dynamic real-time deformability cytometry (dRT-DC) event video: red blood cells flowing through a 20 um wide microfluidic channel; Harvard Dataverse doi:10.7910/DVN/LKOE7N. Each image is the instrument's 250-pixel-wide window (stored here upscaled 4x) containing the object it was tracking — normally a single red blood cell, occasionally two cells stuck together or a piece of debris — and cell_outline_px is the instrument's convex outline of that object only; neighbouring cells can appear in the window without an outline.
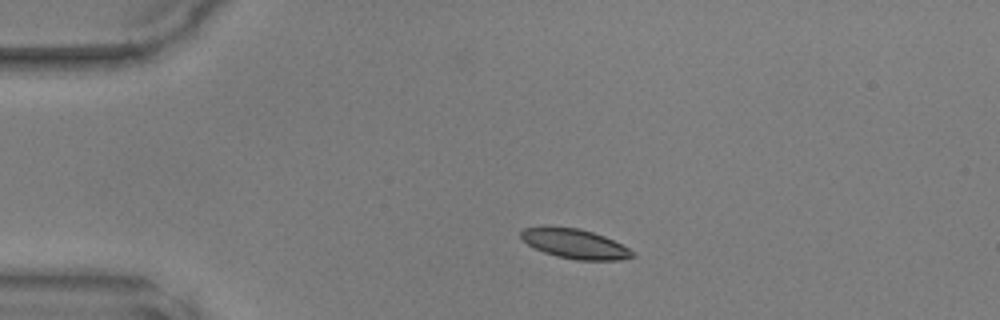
{"species": "common noctule bat (a hibernating species)", "species_latin": "Nyctalus noctula", "temperature_condition": "warm", "stored_images_in_passage": 39, "camera_frame_rate_fps": 3000, "um_per_image_px": 0.085, "animal": {"sex": "male", "body_mass_g": 17.9, "forearm_length_mm": 54.2}, "frame": {"image": 1, "passage_image": 1, "time_ms": 0.0, "image_size_px": [1000, 320], "cell_outline_px": [[636, 256], [620, 260], [576, 260], [556, 256], [544, 252], [528, 244], [520, 236], [520, 232], [524, 228], [580, 228], [604, 236], [628, 248]], "centroid_in_image_um": [48.9, 20.75], "position_along_channel_um": 36.1, "area_um2": 18.67}}
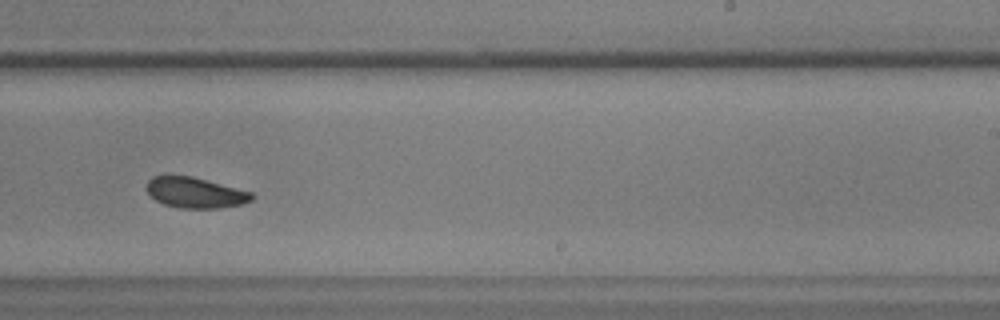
{"frame": {"image": 2, "passage_image": 21, "time_ms": 6.667, "image_size_px": [1000, 320], "cell_outline_px": [[256, 196], [252, 200], [244, 204], [220, 208], [180, 208], [164, 204], [156, 200], [144, 188], [148, 180], [152, 176], [192, 176], [252, 192]], "centroid_in_image_um": [16.61, 16.38], "position_along_channel_um": 272.4, "area_um2": 18.84}}
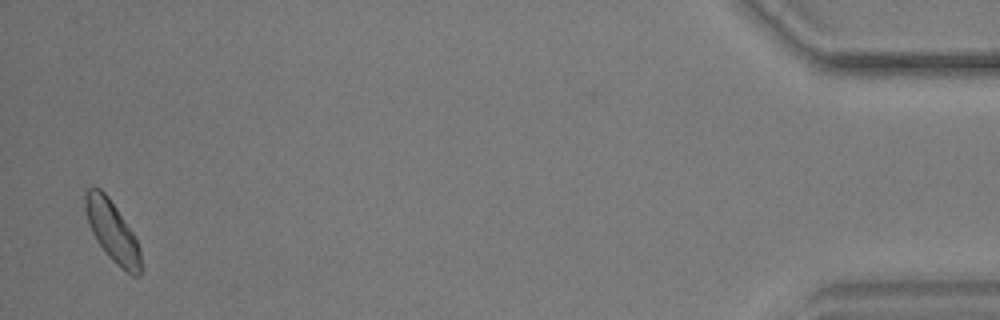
{"frame": {"image": 3, "passage_image": 38, "time_ms": 12.333, "image_size_px": [1000, 320], "cell_outline_px": [[140, 276], [132, 276], [120, 268], [108, 256], [96, 240], [88, 224], [84, 208], [84, 188], [100, 188], [108, 196], [132, 232], [140, 248]], "centroid_in_image_um": [9.51, 19.65], "position_along_channel_um": 425.7, "area_um2": 19.59}}